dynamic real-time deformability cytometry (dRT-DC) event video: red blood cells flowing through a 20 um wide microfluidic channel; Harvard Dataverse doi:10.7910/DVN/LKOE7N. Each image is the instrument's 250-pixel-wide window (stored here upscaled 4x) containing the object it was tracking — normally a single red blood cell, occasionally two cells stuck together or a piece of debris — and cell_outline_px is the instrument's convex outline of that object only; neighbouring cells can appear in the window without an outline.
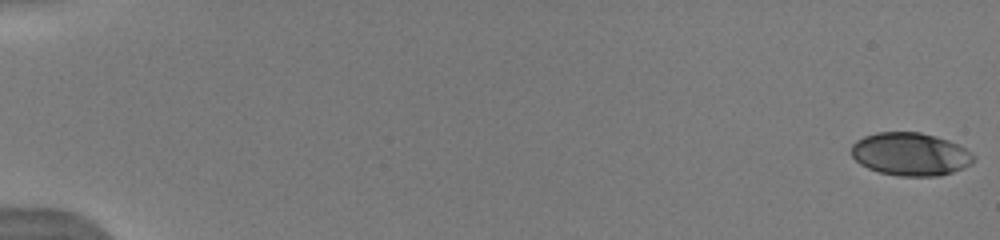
{"species": "human", "species_latin": "Homo sapiens", "temperature_condition": "warm", "stored_images_in_passage": 53, "camera_frame_rate_fps": 3000, "um_per_image_px": 0.085, "donor": {"sex": "male"}, "frame": {"image": 1, "passage_image": 1, "time_ms": 0.0, "image_size_px": [1000, 240], "cell_outline_px": [[976, 160], [972, 164], [964, 168], [940, 176], [900, 176], [880, 172], [868, 168], [860, 164], [852, 156], [852, 144], [856, 140], [864, 136], [876, 132], [920, 132], [936, 136], [948, 140], [964, 148], [976, 156]], "centroid_in_image_um": [77.4, 13.1], "position_along_channel_um": 7.6, "area_um2": 30.75}}
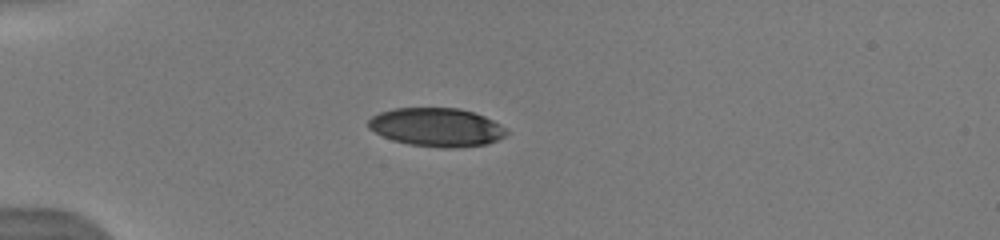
{"frame": {"image": 2, "passage_image": 16, "time_ms": 5.0, "image_size_px": [1000, 240], "cell_outline_px": [[508, 132], [504, 136], [488, 144], [456, 148], [440, 148], [408, 144], [392, 140], [368, 128], [368, 120], [372, 116], [380, 112], [396, 108], [460, 108], [484, 116], [500, 124]], "centroid_in_image_um": [37.11, 10.82], "position_along_channel_um": 47.9, "area_um2": 30.98}}
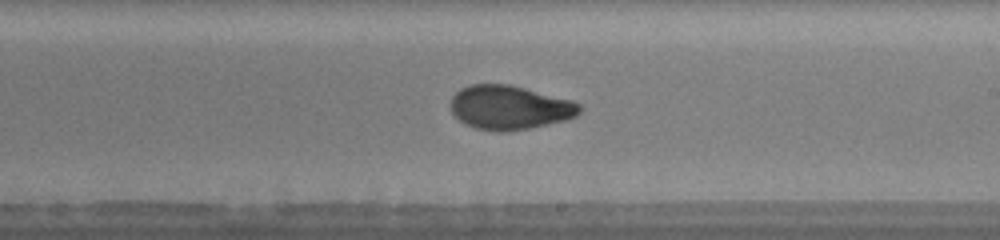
{"frame": {"image": 3, "passage_image": 33, "time_ms": 10.667, "image_size_px": [1000, 240], "cell_outline_px": [[580, 112], [576, 116], [568, 120], [508, 132], [496, 132], [476, 128], [460, 120], [452, 112], [452, 96], [460, 88], [468, 84], [508, 84], [572, 100], [580, 104]], "centroid_in_image_um": [43.33, 9.14], "position_along_channel_um": 245.7, "area_um2": 33.0}, "authors_computed_cell_mechanics": {"area_um2": 32.3102, "velocity_mm_per_s": 4.0059, "shape_relaxation_time_tau1_ms": 7.0692, "shape_relaxation_time_tau2_ms": 1.1851, "deformation_change_tau1": 0.235, "deformation_change_tau2": 0.0648}}